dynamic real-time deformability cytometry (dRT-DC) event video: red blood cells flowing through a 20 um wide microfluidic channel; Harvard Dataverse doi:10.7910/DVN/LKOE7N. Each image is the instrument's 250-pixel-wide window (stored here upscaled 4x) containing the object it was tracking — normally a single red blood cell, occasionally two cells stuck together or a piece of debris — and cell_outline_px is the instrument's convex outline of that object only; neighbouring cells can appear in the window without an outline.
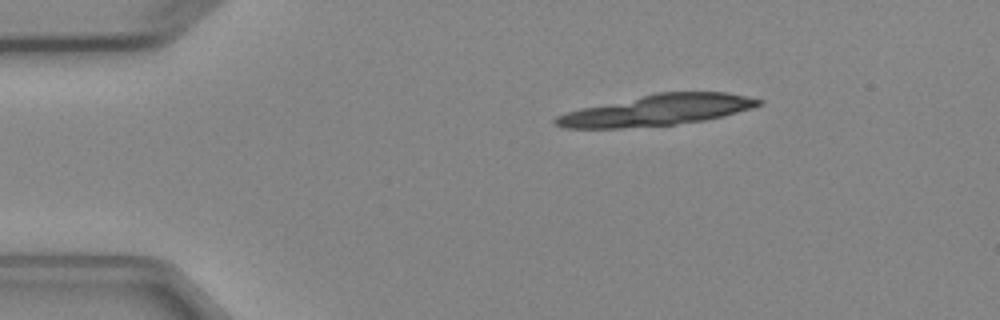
{"species": "Egyptian fruit bat (a non-hibernating species)", "species_latin": "Rousettus aegyptiacus", "temperature_condition": "cold", "stored_images_in_passage": 2, "camera_frame_rate_fps": 3000, "um_per_image_px": 0.085, "animal": {"sex": "female"}, "frame": {"image": 1, "passage_image": 1, "time_ms": 0.0, "image_size_px": [1000, 320], "cell_outline_px": [[764, 100], [760, 104], [752, 108], [724, 116], [704, 120], [676, 124], [620, 128], [564, 128], [556, 124], [552, 120], [556, 116], [580, 108], [656, 92], [728, 92]], "centroid_in_image_um": [55.86, 9.36], "position_along_channel_um": 29.1, "area_um2": 36.47}}